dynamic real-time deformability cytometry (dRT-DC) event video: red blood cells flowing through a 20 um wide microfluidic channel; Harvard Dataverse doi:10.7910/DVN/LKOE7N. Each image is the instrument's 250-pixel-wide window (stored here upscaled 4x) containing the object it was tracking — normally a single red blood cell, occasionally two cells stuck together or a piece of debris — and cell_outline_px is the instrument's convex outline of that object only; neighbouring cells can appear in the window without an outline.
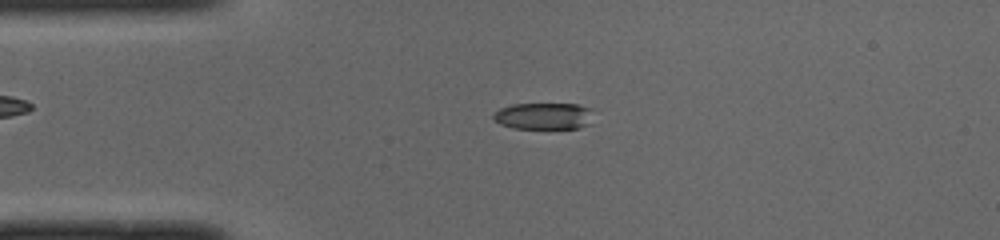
{"species": "common noctule bat (a hibernating species)", "species_latin": "Nyctalus noctula", "temperature_condition": "cold", "stored_images_in_passage": 49, "camera_frame_rate_fps": 3000, "um_per_image_px": 0.085, "animal": {"sex": "male", "body_mass_g": 19.0, "forearm_length_mm": 50.8}, "frame": {"image": 1, "passage_image": 10, "time_ms": 3.0, "image_size_px": [1000, 240], "cell_outline_px": [[592, 108], [588, 124], [580, 128], [512, 128], [500, 124], [492, 120], [492, 116], [500, 108], [512, 104], [576, 104]], "centroid_in_image_um": [46.17, 9.86], "position_along_channel_um": 38.8, "area_um2": 15.49}}
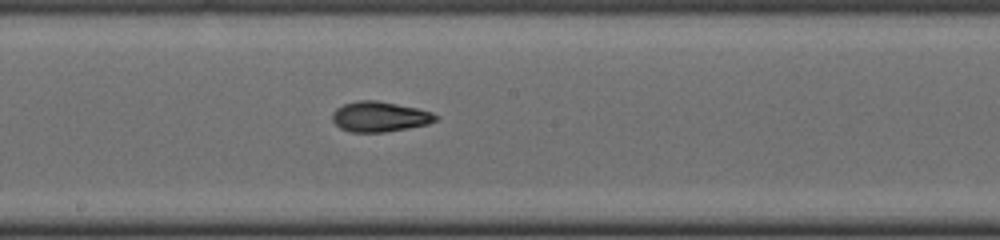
{"frame": {"image": 2, "passage_image": 25, "time_ms": 8.0, "image_size_px": [1000, 240], "cell_outline_px": [[440, 116], [436, 120], [428, 124], [408, 128], [384, 132], [352, 132], [340, 128], [332, 120], [332, 112], [336, 108], [344, 104], [356, 100], [376, 100], [416, 108], [432, 112]], "centroid_in_image_um": [32.26, 9.91], "position_along_channel_um": 215.9, "area_um2": 18.21}}
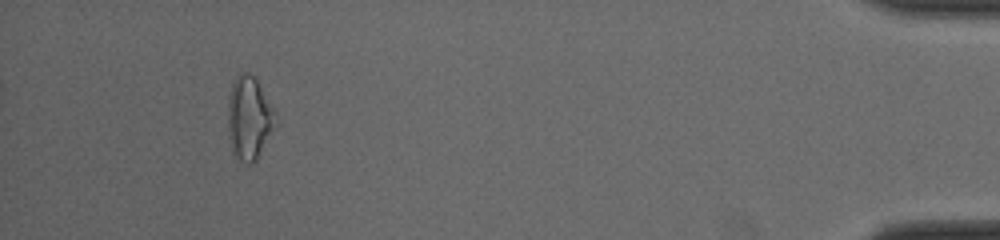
{"frame": {"image": 3, "passage_image": 45, "time_ms": 14.667, "image_size_px": [1000, 240], "cell_outline_px": [[276, 116], [272, 128], [256, 160], [248, 164], [232, 156], [228, 136], [228, 96], [232, 80], [236, 76], [244, 72], [248, 72], [256, 80], [276, 112]], "centroid_in_image_um": [21.11, 10.03], "position_along_channel_um": 414.1, "area_um2": 22.83}, "authors_computed_cell_mechanics": {"area_um2": 17.7446, "velocity_mm_per_s": 4.015, "shape_relaxation_time_tau1_ms": 7.2689, "shape_relaxation_time_tau2_ms": 3.2999, "deformation_change_tau1": 0.2389, "deformation_change_tau2": 0.101}}